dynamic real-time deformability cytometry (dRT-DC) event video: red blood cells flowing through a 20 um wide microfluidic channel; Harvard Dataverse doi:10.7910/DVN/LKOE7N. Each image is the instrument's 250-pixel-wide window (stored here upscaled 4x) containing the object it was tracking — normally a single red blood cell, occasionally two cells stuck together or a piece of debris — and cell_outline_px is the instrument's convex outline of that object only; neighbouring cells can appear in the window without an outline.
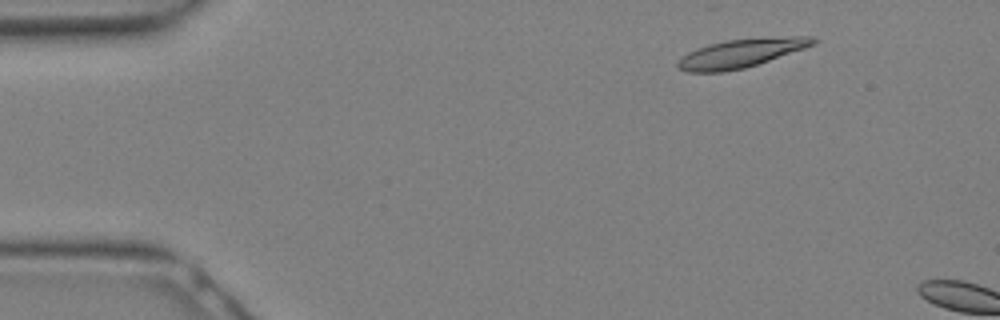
{"species": "Egyptian fruit bat (a non-hibernating species)", "species_latin": "Rousettus aegyptiacus", "temperature_condition": "warm", "stored_images_in_passage": 4, "camera_frame_rate_fps": 3000, "um_per_image_px": 0.085, "animal": {"sex": "female"}, "frame": {"image": 1, "passage_image": 2, "time_ms": 0.333, "image_size_px": [1000, 320], "cell_outline_px": [[816, 44], [744, 68], [724, 72], [688, 72], [680, 68], [676, 64], [688, 52], [696, 48], [708, 44], [724, 40], [764, 36], [812, 36], [816, 40]], "centroid_in_image_um": [63.0, 4.49], "position_along_channel_um": 22.0, "area_um2": 22.6}}